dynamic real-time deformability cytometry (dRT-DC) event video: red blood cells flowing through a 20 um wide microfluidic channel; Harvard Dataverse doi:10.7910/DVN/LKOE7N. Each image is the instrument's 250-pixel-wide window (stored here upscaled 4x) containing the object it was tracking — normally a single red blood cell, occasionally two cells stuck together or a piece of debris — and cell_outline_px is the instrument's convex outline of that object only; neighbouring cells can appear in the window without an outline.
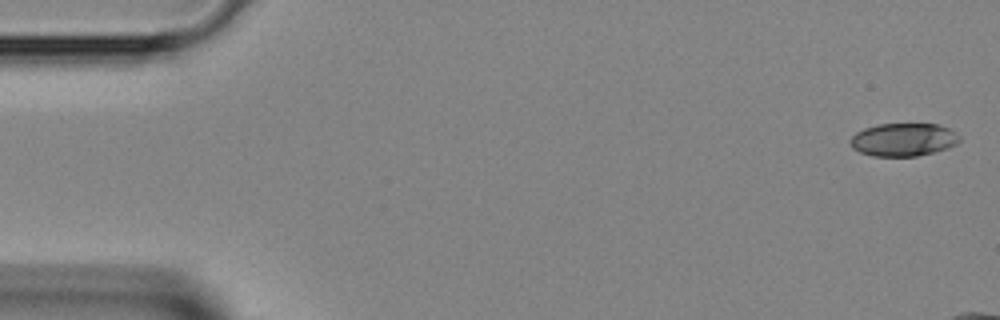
{"species": "Egyptian fruit bat (a non-hibernating species)", "species_latin": "Rousettus aegyptiacus", "temperature_condition": "room temperature", "stored_images_in_passage": 8, "camera_frame_rate_fps": 3000, "um_per_image_px": 0.085, "animal": {"sex": "female"}, "frame": {"image": 1, "passage_image": 1, "time_ms": 0.0, "image_size_px": [1000, 320], "cell_outline_px": [[960, 140], [956, 144], [948, 148], [916, 156], [872, 156], [860, 152], [852, 148], [848, 140], [856, 132], [864, 128], [880, 124], [936, 124], [948, 128], [960, 136]], "centroid_in_image_um": [76.76, 11.87], "position_along_channel_um": 8.2, "area_um2": 20.98}}